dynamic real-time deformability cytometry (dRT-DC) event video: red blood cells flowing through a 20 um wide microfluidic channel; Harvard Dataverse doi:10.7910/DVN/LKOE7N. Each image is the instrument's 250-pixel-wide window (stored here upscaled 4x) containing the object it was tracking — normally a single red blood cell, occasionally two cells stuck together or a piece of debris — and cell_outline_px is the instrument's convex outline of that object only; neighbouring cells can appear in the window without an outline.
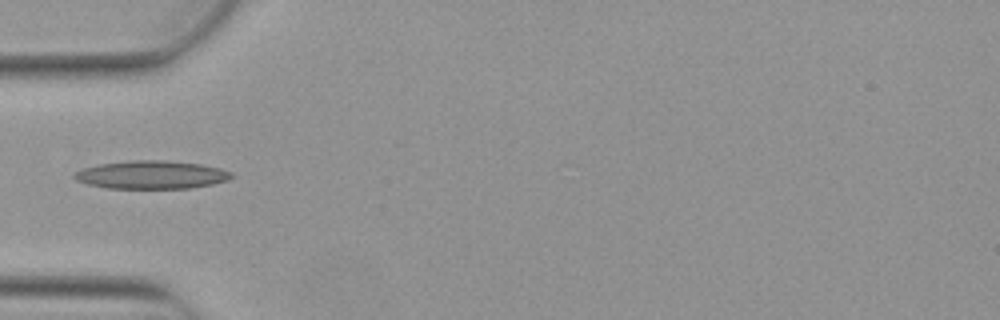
{"species": "Egyptian fruit bat (a non-hibernating species)", "species_latin": "Rousettus aegyptiacus", "temperature_condition": "warm", "stored_images_in_passage": 1, "camera_frame_rate_fps": 3000, "um_per_image_px": 0.085, "animal": {"sex": "female"}, "frame": {"image": 1, "passage_image": 1, "time_ms": 0.0, "image_size_px": [1000, 320], "cell_outline_px": [[236, 176], [228, 180], [212, 184], [188, 188], [108, 188], [88, 184], [76, 180], [72, 176], [76, 172], [84, 168], [100, 164], [132, 160], [164, 160], [200, 164], [220, 168], [232, 172]], "centroid_in_image_um": [12.91, 14.85], "position_along_channel_um": 72.1, "area_um2": 25.66}}